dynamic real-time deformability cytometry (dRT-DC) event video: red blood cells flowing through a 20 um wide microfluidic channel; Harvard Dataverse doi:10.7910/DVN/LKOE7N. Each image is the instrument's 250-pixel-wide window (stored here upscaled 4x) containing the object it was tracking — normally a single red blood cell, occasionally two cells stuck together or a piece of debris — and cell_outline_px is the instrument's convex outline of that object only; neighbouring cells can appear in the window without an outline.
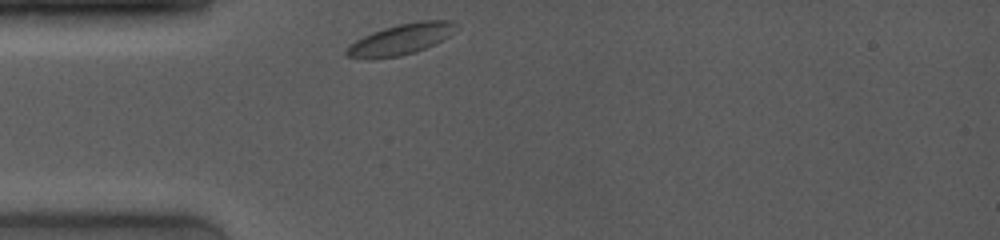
{"species": "common noctule bat (a hibernating species)", "species_latin": "Nyctalus noctula", "temperature_condition": "room temperature", "stored_images_in_passage": 44, "camera_frame_rate_fps": 4000, "um_per_image_px": 0.085, "animal": {"sex": "female", "body_mass_g": 19.0, "forearm_length_mm": 53.3}, "frame": {"image": 1, "passage_image": 1, "time_ms": 0.0, "image_size_px": [1000, 240], "cell_outline_px": [[456, 24], [448, 36], [416, 52], [400, 56], [368, 60], [348, 56], [344, 52], [356, 40], [372, 32], [384, 28], [400, 24], [420, 20], [452, 20]], "centroid_in_image_um": [34.02, 3.35], "position_along_channel_um": 51.0, "area_um2": 19.31}}
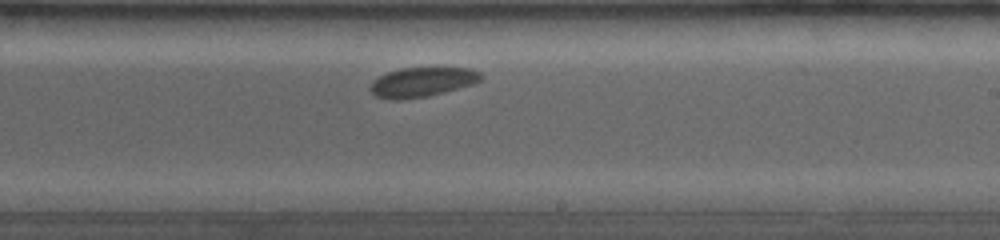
{"frame": {"image": 2, "passage_image": 28, "time_ms": 5.75, "image_size_px": [1000, 240], "cell_outline_px": [[484, 76], [480, 80], [472, 84], [444, 92], [428, 96], [400, 100], [392, 100], [376, 96], [368, 88], [372, 80], [388, 72], [400, 68], [436, 64], [472, 68], [480, 72]], "centroid_in_image_um": [35.92, 6.91], "position_along_channel_um": 253.1, "area_um2": 20.11}}
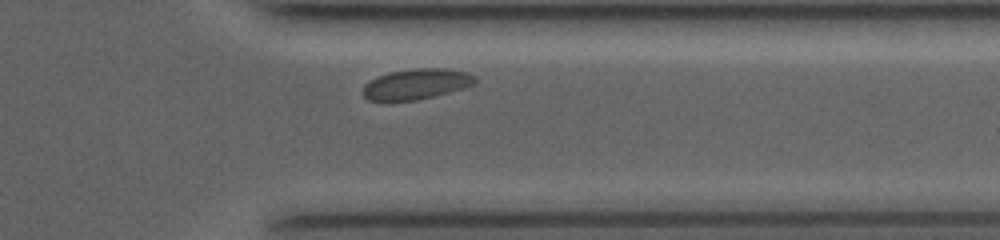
{"frame": {"image": 3, "passage_image": 42, "time_ms": 9.0, "image_size_px": [1000, 240], "cell_outline_px": [[476, 80], [472, 84], [448, 92], [416, 100], [368, 100], [364, 96], [364, 84], [376, 76], [392, 72], [416, 68], [448, 68], [468, 72], [476, 76]], "centroid_in_image_um": [35.39, 7.12], "position_along_channel_um": 376.0, "area_um2": 19.59}, "authors_computed_cell_mechanics": {"area_um2": 19.652, "velocity_mm_per_s": 3.7058, "shape_relaxation_time_tau1_ms": 1.3231, "shape_relaxation_time_tau2_ms": null, "deformation_change_tau1": 0.0423, "deformation_change_tau2": null}}